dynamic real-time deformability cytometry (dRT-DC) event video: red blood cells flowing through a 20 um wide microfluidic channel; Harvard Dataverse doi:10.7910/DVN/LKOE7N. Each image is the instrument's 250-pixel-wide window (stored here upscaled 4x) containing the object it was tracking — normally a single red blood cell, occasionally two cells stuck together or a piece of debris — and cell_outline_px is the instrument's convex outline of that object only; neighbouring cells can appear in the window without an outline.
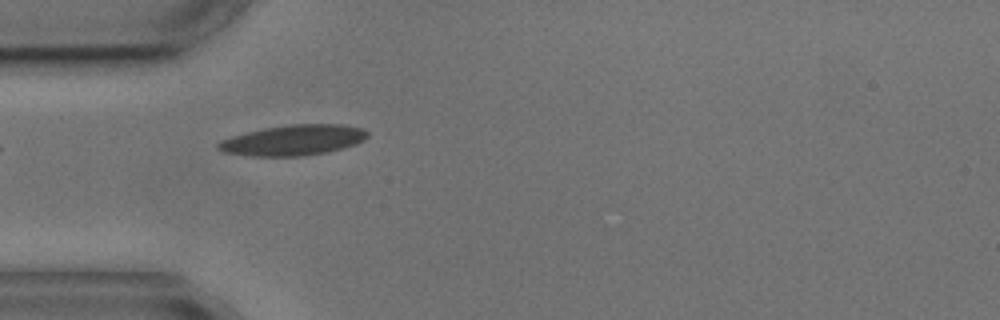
{"species": "common noctule bat (a hibernating species)", "species_latin": "Nyctalus noctula", "temperature_condition": "cold", "stored_images_in_passage": 5, "camera_frame_rate_fps": 3000, "um_per_image_px": 0.085, "animal": {"sex": "male", "body_mass_g": 17.9, "forearm_length_mm": 54.2}, "frame": {"image": 1, "passage_image": 4, "time_ms": 5.0, "image_size_px": [1000, 320], "cell_outline_px": [[368, 136], [364, 140], [356, 144], [324, 152], [300, 156], [248, 156], [224, 152], [216, 148], [216, 144], [220, 140], [232, 136], [264, 128], [292, 124], [344, 124], [364, 128], [368, 132]], "centroid_in_image_um": [24.92, 11.9], "position_along_channel_um": 60.1, "area_um2": 26.47}}